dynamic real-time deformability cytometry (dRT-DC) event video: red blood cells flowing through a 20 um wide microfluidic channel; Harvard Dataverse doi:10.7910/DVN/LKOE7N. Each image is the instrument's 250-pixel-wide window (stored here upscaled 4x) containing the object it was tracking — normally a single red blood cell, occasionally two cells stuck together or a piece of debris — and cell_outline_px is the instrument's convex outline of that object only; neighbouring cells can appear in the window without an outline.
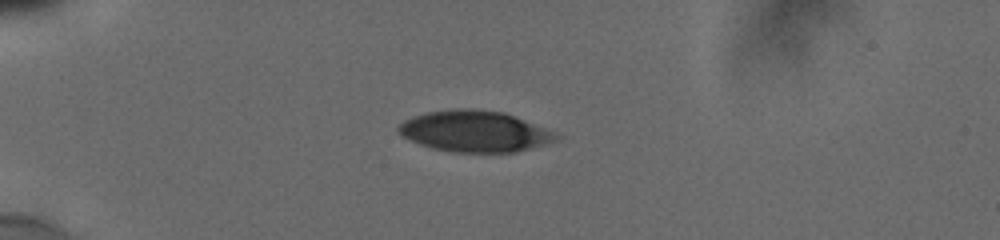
{"species": "human", "species_latin": "Homo sapiens", "temperature_condition": "cold", "stored_images_in_passage": 51, "camera_frame_rate_fps": 3000, "um_per_image_px": 0.085, "donor": {"sex": "male"}, "frame": {"image": 1, "passage_image": 1, "time_ms": 0.0, "image_size_px": [1000, 240], "cell_outline_px": [[560, 136], [556, 140], [544, 144], [516, 152], [452, 152], [432, 148], [420, 144], [396, 132], [396, 128], [404, 120], [428, 112], [456, 108], [472, 108], [504, 112], [544, 128]], "centroid_in_image_um": [40.31, 11.16], "position_along_channel_um": 44.7, "area_um2": 37.4}}
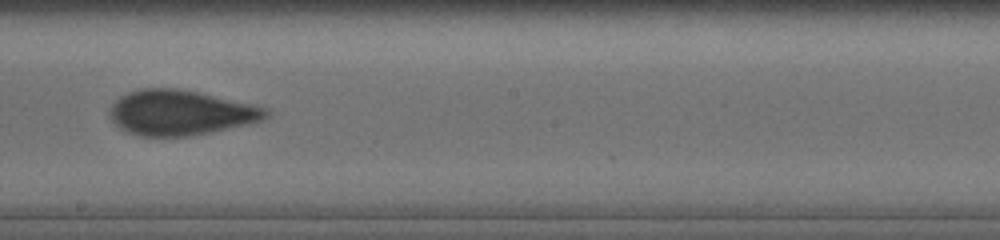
{"frame": {"image": 2, "passage_image": 24, "time_ms": 6.0, "image_size_px": [1000, 240], "cell_outline_px": [[272, 112], [264, 120], [248, 124], [188, 136], [140, 136], [128, 132], [120, 128], [108, 116], [108, 112], [112, 104], [120, 96], [128, 92], [140, 88], [176, 88], [196, 92], [252, 104], [268, 108]], "centroid_in_image_um": [15.33, 9.57], "position_along_channel_um": 232.9, "area_um2": 40.92}}
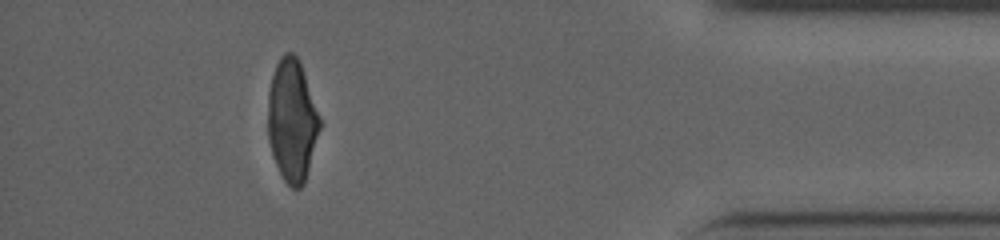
{"frame": {"image": 3, "passage_image": 44, "time_ms": 11.667, "image_size_px": [1000, 240], "cell_outline_px": [[320, 128], [304, 184], [300, 188], [292, 188], [284, 180], [272, 156], [268, 136], [268, 92], [272, 76], [276, 64], [280, 56], [284, 52], [292, 52], [300, 60], [320, 116]], "centroid_in_image_um": [24.82, 10.2], "position_along_channel_um": 410.4, "area_um2": 36.99}, "authors_computed_cell_mechanics": {"area_um2": 40.2288, "velocity_mm_per_s": 3.8378, "shape_relaxation_time_tau1_ms": 4.654, "shape_relaxation_time_tau2_ms": 1.1754, "deformation_change_tau1": 0.1543, "deformation_change_tau2": 0.0773}}